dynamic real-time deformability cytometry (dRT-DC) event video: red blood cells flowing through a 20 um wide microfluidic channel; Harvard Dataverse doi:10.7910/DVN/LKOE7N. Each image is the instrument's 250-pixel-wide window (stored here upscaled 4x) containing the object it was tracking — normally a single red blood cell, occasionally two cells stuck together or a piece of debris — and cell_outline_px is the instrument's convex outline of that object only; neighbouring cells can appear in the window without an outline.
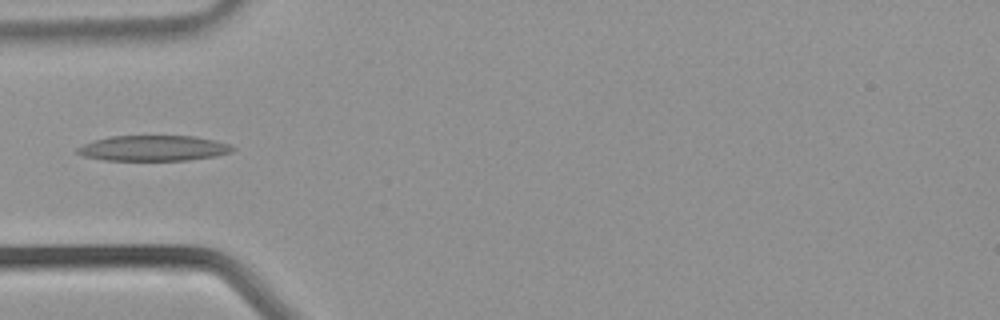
{"species": "common noctule bat (a hibernating species)", "species_latin": "Nyctalus noctula", "temperature_condition": "warm", "stored_images_in_passage": 37, "camera_frame_rate_fps": 3000, "um_per_image_px": 0.085, "animal": {"sex": "male", "body_mass_g": 21.5, "forearm_length_mm": 52.0}, "frame": {"image": 1, "passage_image": 11, "time_ms": 3.333, "image_size_px": [1000, 320], "cell_outline_px": [[236, 148], [232, 152], [216, 156], [188, 160], [104, 160], [84, 156], [76, 152], [76, 148], [84, 144], [96, 140], [112, 136], [196, 136], [216, 140], [228, 144]], "centroid_in_image_um": [13.08, 12.6], "position_along_channel_um": 71.9, "area_um2": 23.0}}
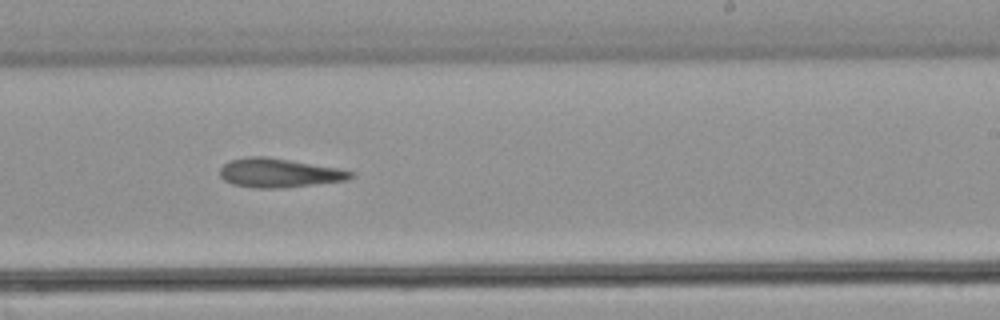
{"frame": {"image": 2, "passage_image": 22, "time_ms": 7.0, "image_size_px": [1000, 320], "cell_outline_px": [[352, 176], [348, 180], [284, 188], [256, 188], [232, 184], [224, 180], [220, 176], [220, 168], [228, 160], [248, 156], [264, 156], [336, 168], [352, 172]], "centroid_in_image_um": [23.65, 14.7], "position_along_channel_um": 265.4, "area_um2": 21.91}}
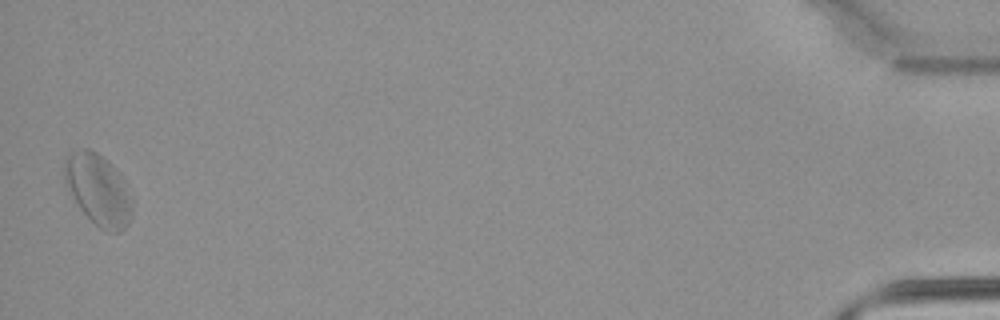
{"frame": {"image": 3, "passage_image": 37, "time_ms": 12.0, "image_size_px": [1000, 320], "cell_outline_px": [[132, 216], [128, 224], [120, 232], [108, 232], [100, 228], [80, 208], [64, 176], [64, 160], [68, 152], [80, 148], [88, 148], [96, 152], [112, 164], [116, 168], [132, 196]], "centroid_in_image_um": [8.38, 16.1], "position_along_channel_um": 426.8, "area_um2": 27.8}}